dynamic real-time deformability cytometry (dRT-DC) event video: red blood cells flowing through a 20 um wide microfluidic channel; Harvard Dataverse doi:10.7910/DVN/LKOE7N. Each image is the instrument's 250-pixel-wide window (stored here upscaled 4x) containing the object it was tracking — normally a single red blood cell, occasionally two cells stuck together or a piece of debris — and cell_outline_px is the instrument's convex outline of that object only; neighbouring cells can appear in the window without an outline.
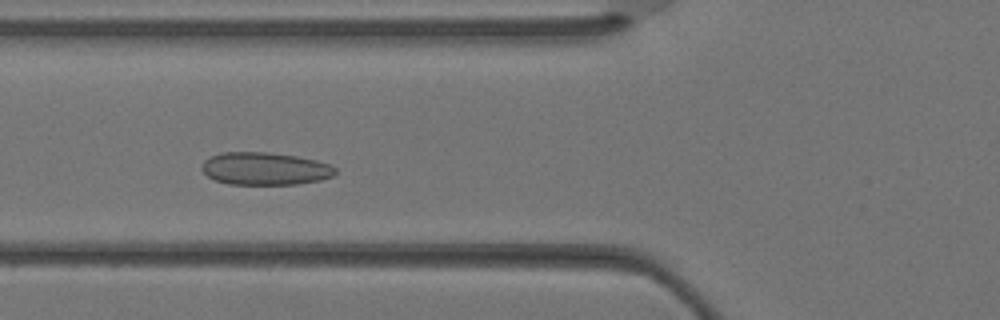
{"species": "Egyptian fruit bat (a non-hibernating species)", "species_latin": "Rousettus aegyptiacus", "temperature_condition": "warm", "stored_images_in_passage": 34, "camera_frame_rate_fps": 3000, "um_per_image_px": 0.085, "animal": {"sex": "female"}, "frame": {"image": 1, "passage_image": 11, "time_ms": 3.333, "image_size_px": [1000, 320], "cell_outline_px": [[336, 172], [332, 176], [320, 180], [296, 184], [228, 184], [216, 180], [208, 176], [200, 168], [204, 160], [212, 156], [224, 152], [268, 152], [296, 156], [316, 160], [328, 164], [336, 168]], "centroid_in_image_um": [22.51, 14.33], "position_along_channel_um": 103.3, "area_um2": 25.26}}
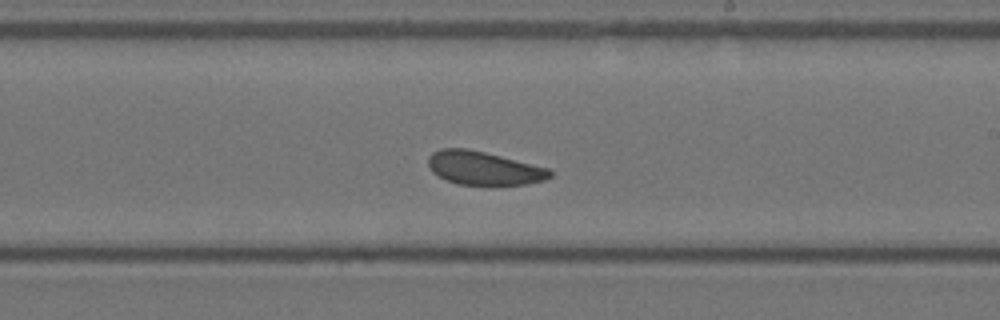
{"frame": {"image": 2, "passage_image": 19, "time_ms": 6.0, "image_size_px": [1000, 320], "cell_outline_px": [[552, 176], [544, 180], [524, 184], [492, 188], [460, 184], [448, 180], [432, 172], [428, 164], [428, 156], [432, 152], [440, 148], [468, 148], [548, 168], [552, 172]], "centroid_in_image_um": [41.12, 14.33], "position_along_channel_um": 247.9, "area_um2": 24.28}}
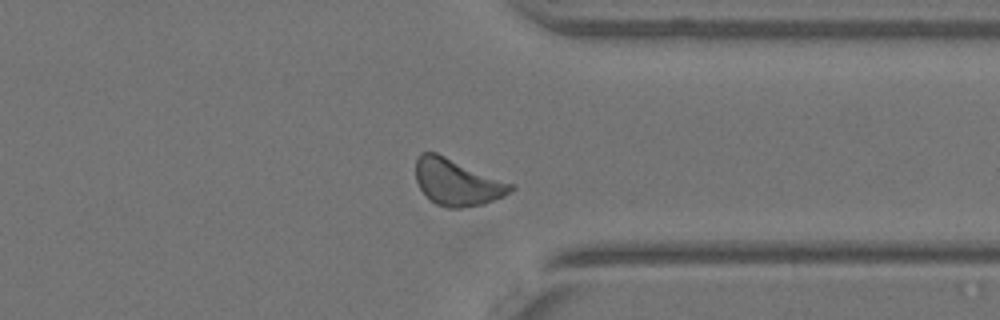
{"frame": {"image": 3, "passage_image": 26, "time_ms": 8.333, "image_size_px": [1000, 320], "cell_outline_px": [[516, 188], [504, 196], [484, 204], [460, 208], [448, 208], [436, 204], [420, 188], [416, 180], [416, 160], [420, 152], [436, 152], [512, 184]], "centroid_in_image_um": [38.84, 15.49], "position_along_channel_um": 372.6, "area_um2": 25.43}}